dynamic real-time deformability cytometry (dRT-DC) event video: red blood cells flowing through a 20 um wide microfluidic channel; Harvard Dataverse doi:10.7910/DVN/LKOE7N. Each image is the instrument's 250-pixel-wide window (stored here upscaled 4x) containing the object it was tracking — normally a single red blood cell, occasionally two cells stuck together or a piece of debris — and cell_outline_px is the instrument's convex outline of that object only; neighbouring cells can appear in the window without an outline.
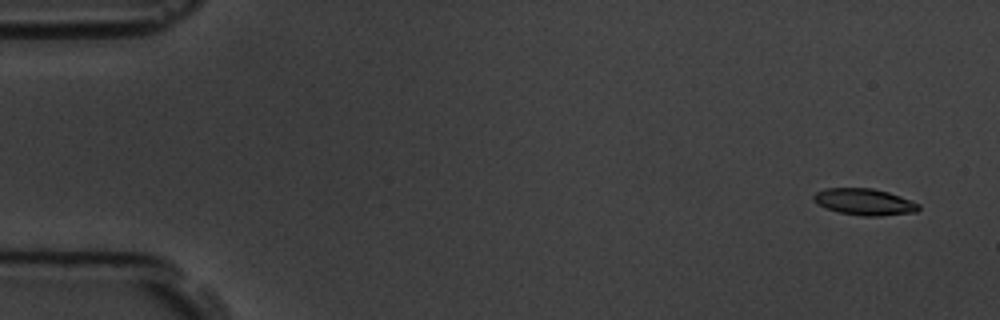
{"species": "common noctule bat (a hibernating species)", "species_latin": "Nyctalus noctula", "temperature_condition": "room temperature", "stored_images_in_passage": 5, "camera_frame_rate_fps": 3000, "um_per_image_px": 0.085, "animal": {"sex": "male", "body_mass_g": 19.5, "forearm_length_mm": 54.6}, "frame": {"image": 1, "passage_image": 1, "time_ms": 0.0, "image_size_px": [1000, 320], "cell_outline_px": [[920, 208], [916, 212], [880, 216], [864, 216], [840, 212], [816, 204], [812, 200], [812, 196], [816, 192], [824, 188], [872, 188], [888, 192], [900, 196], [920, 204]], "centroid_in_image_um": [73.46, 17.15], "position_along_channel_um": 11.5, "area_um2": 16.24}}
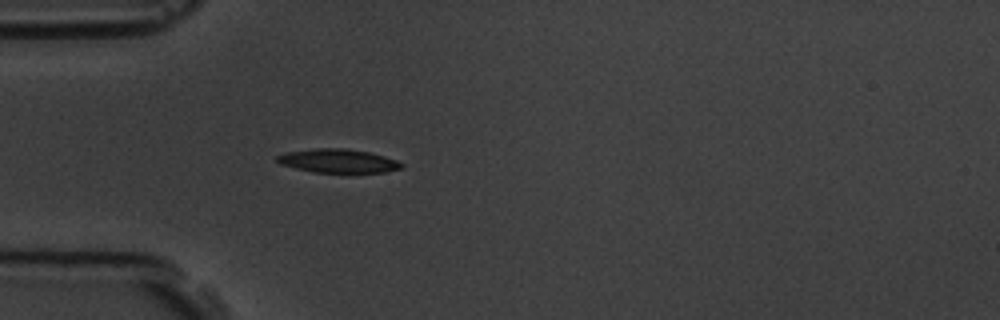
{"frame": {"image": 2, "passage_image": 5, "time_ms": 4.667, "image_size_px": [1000, 320], "cell_outline_px": [[404, 168], [384, 172], [312, 172], [280, 164], [276, 160], [276, 156], [288, 152], [316, 148], [344, 148], [368, 152], [384, 156], [396, 160], [404, 164]], "centroid_in_image_um": [28.75, 13.68], "position_along_channel_um": 56.3, "area_um2": 17.05}}